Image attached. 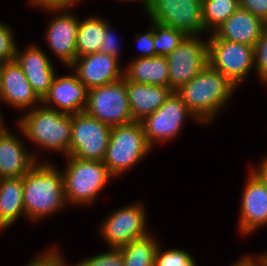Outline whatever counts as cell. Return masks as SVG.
I'll list each match as a JSON object with an SVG mask.
<instances>
[{
    "label": "cell",
    "mask_w": 267,
    "mask_h": 266,
    "mask_svg": "<svg viewBox=\"0 0 267 266\" xmlns=\"http://www.w3.org/2000/svg\"><path fill=\"white\" fill-rule=\"evenodd\" d=\"M51 162L38 161L23 176L25 217L35 223L68 207L61 169Z\"/></svg>",
    "instance_id": "1"
},
{
    "label": "cell",
    "mask_w": 267,
    "mask_h": 266,
    "mask_svg": "<svg viewBox=\"0 0 267 266\" xmlns=\"http://www.w3.org/2000/svg\"><path fill=\"white\" fill-rule=\"evenodd\" d=\"M236 85L209 64L175 92L202 125L213 123L235 94Z\"/></svg>",
    "instance_id": "2"
},
{
    "label": "cell",
    "mask_w": 267,
    "mask_h": 266,
    "mask_svg": "<svg viewBox=\"0 0 267 266\" xmlns=\"http://www.w3.org/2000/svg\"><path fill=\"white\" fill-rule=\"evenodd\" d=\"M16 121L31 145L47 152L69 155L72 114L59 112L41 103L18 116Z\"/></svg>",
    "instance_id": "3"
},
{
    "label": "cell",
    "mask_w": 267,
    "mask_h": 266,
    "mask_svg": "<svg viewBox=\"0 0 267 266\" xmlns=\"http://www.w3.org/2000/svg\"><path fill=\"white\" fill-rule=\"evenodd\" d=\"M64 157L67 163L61 172L67 204L70 207L92 205L111 179H115L114 176L103 161L81 160L70 155Z\"/></svg>",
    "instance_id": "4"
},
{
    "label": "cell",
    "mask_w": 267,
    "mask_h": 266,
    "mask_svg": "<svg viewBox=\"0 0 267 266\" xmlns=\"http://www.w3.org/2000/svg\"><path fill=\"white\" fill-rule=\"evenodd\" d=\"M151 150L141 122L132 121L113 126L103 163L118 178L142 162Z\"/></svg>",
    "instance_id": "5"
},
{
    "label": "cell",
    "mask_w": 267,
    "mask_h": 266,
    "mask_svg": "<svg viewBox=\"0 0 267 266\" xmlns=\"http://www.w3.org/2000/svg\"><path fill=\"white\" fill-rule=\"evenodd\" d=\"M208 38V64L236 87L244 83L254 66V46L217 38Z\"/></svg>",
    "instance_id": "6"
},
{
    "label": "cell",
    "mask_w": 267,
    "mask_h": 266,
    "mask_svg": "<svg viewBox=\"0 0 267 266\" xmlns=\"http://www.w3.org/2000/svg\"><path fill=\"white\" fill-rule=\"evenodd\" d=\"M187 119L200 122L189 111L181 97L173 91L166 101L141 122L146 140L153 149L156 144H166L176 139L184 128Z\"/></svg>",
    "instance_id": "7"
},
{
    "label": "cell",
    "mask_w": 267,
    "mask_h": 266,
    "mask_svg": "<svg viewBox=\"0 0 267 266\" xmlns=\"http://www.w3.org/2000/svg\"><path fill=\"white\" fill-rule=\"evenodd\" d=\"M103 219L98 229L107 248H120L151 233L147 228V209L143 202L126 204Z\"/></svg>",
    "instance_id": "8"
},
{
    "label": "cell",
    "mask_w": 267,
    "mask_h": 266,
    "mask_svg": "<svg viewBox=\"0 0 267 266\" xmlns=\"http://www.w3.org/2000/svg\"><path fill=\"white\" fill-rule=\"evenodd\" d=\"M85 112L111 127L130 123L133 116L124 78L88 90Z\"/></svg>",
    "instance_id": "9"
},
{
    "label": "cell",
    "mask_w": 267,
    "mask_h": 266,
    "mask_svg": "<svg viewBox=\"0 0 267 266\" xmlns=\"http://www.w3.org/2000/svg\"><path fill=\"white\" fill-rule=\"evenodd\" d=\"M111 128L85 111L72 114L69 155L81 160L103 161Z\"/></svg>",
    "instance_id": "10"
},
{
    "label": "cell",
    "mask_w": 267,
    "mask_h": 266,
    "mask_svg": "<svg viewBox=\"0 0 267 266\" xmlns=\"http://www.w3.org/2000/svg\"><path fill=\"white\" fill-rule=\"evenodd\" d=\"M149 20L184 32L187 36L207 34L198 0H151L145 12Z\"/></svg>",
    "instance_id": "11"
},
{
    "label": "cell",
    "mask_w": 267,
    "mask_h": 266,
    "mask_svg": "<svg viewBox=\"0 0 267 266\" xmlns=\"http://www.w3.org/2000/svg\"><path fill=\"white\" fill-rule=\"evenodd\" d=\"M187 36L167 58L169 87L176 91L208 64V38Z\"/></svg>",
    "instance_id": "12"
},
{
    "label": "cell",
    "mask_w": 267,
    "mask_h": 266,
    "mask_svg": "<svg viewBox=\"0 0 267 266\" xmlns=\"http://www.w3.org/2000/svg\"><path fill=\"white\" fill-rule=\"evenodd\" d=\"M72 9H46L53 17L45 29L47 46L55 58L68 68L77 58L76 36L80 19ZM55 14V15H54ZM55 16V17H54Z\"/></svg>",
    "instance_id": "13"
},
{
    "label": "cell",
    "mask_w": 267,
    "mask_h": 266,
    "mask_svg": "<svg viewBox=\"0 0 267 266\" xmlns=\"http://www.w3.org/2000/svg\"><path fill=\"white\" fill-rule=\"evenodd\" d=\"M242 191L238 233L248 236L267 226V187L249 168Z\"/></svg>",
    "instance_id": "14"
},
{
    "label": "cell",
    "mask_w": 267,
    "mask_h": 266,
    "mask_svg": "<svg viewBox=\"0 0 267 266\" xmlns=\"http://www.w3.org/2000/svg\"><path fill=\"white\" fill-rule=\"evenodd\" d=\"M8 125L0 129V179L23 177L39 160V151H31L26 146L20 128V136L11 132ZM20 137V138H19Z\"/></svg>",
    "instance_id": "15"
},
{
    "label": "cell",
    "mask_w": 267,
    "mask_h": 266,
    "mask_svg": "<svg viewBox=\"0 0 267 266\" xmlns=\"http://www.w3.org/2000/svg\"><path fill=\"white\" fill-rule=\"evenodd\" d=\"M120 60L110 54L96 52L77 57L68 67L88 88H95L116 82L123 78Z\"/></svg>",
    "instance_id": "16"
},
{
    "label": "cell",
    "mask_w": 267,
    "mask_h": 266,
    "mask_svg": "<svg viewBox=\"0 0 267 266\" xmlns=\"http://www.w3.org/2000/svg\"><path fill=\"white\" fill-rule=\"evenodd\" d=\"M88 90L73 71L62 76L56 73L42 103L62 113L77 114L86 109Z\"/></svg>",
    "instance_id": "17"
},
{
    "label": "cell",
    "mask_w": 267,
    "mask_h": 266,
    "mask_svg": "<svg viewBox=\"0 0 267 266\" xmlns=\"http://www.w3.org/2000/svg\"><path fill=\"white\" fill-rule=\"evenodd\" d=\"M15 60L20 65L36 95L43 100L57 73L52 59L41 47L32 43L23 50L17 46Z\"/></svg>",
    "instance_id": "18"
},
{
    "label": "cell",
    "mask_w": 267,
    "mask_h": 266,
    "mask_svg": "<svg viewBox=\"0 0 267 266\" xmlns=\"http://www.w3.org/2000/svg\"><path fill=\"white\" fill-rule=\"evenodd\" d=\"M2 102L23 113L42 103L16 60L2 64Z\"/></svg>",
    "instance_id": "19"
},
{
    "label": "cell",
    "mask_w": 267,
    "mask_h": 266,
    "mask_svg": "<svg viewBox=\"0 0 267 266\" xmlns=\"http://www.w3.org/2000/svg\"><path fill=\"white\" fill-rule=\"evenodd\" d=\"M266 27L261 18L239 7L213 34L222 40L255 46Z\"/></svg>",
    "instance_id": "20"
},
{
    "label": "cell",
    "mask_w": 267,
    "mask_h": 266,
    "mask_svg": "<svg viewBox=\"0 0 267 266\" xmlns=\"http://www.w3.org/2000/svg\"><path fill=\"white\" fill-rule=\"evenodd\" d=\"M126 90L133 120L139 122L155 112L173 92L169 86L133 81H126Z\"/></svg>",
    "instance_id": "21"
},
{
    "label": "cell",
    "mask_w": 267,
    "mask_h": 266,
    "mask_svg": "<svg viewBox=\"0 0 267 266\" xmlns=\"http://www.w3.org/2000/svg\"><path fill=\"white\" fill-rule=\"evenodd\" d=\"M123 67L126 81L148 85L169 86V71L166 56L131 58Z\"/></svg>",
    "instance_id": "22"
},
{
    "label": "cell",
    "mask_w": 267,
    "mask_h": 266,
    "mask_svg": "<svg viewBox=\"0 0 267 266\" xmlns=\"http://www.w3.org/2000/svg\"><path fill=\"white\" fill-rule=\"evenodd\" d=\"M23 215V177L0 179V232Z\"/></svg>",
    "instance_id": "23"
},
{
    "label": "cell",
    "mask_w": 267,
    "mask_h": 266,
    "mask_svg": "<svg viewBox=\"0 0 267 266\" xmlns=\"http://www.w3.org/2000/svg\"><path fill=\"white\" fill-rule=\"evenodd\" d=\"M108 22L109 20L97 15L80 19L76 36L77 57L99 52L103 28Z\"/></svg>",
    "instance_id": "24"
},
{
    "label": "cell",
    "mask_w": 267,
    "mask_h": 266,
    "mask_svg": "<svg viewBox=\"0 0 267 266\" xmlns=\"http://www.w3.org/2000/svg\"><path fill=\"white\" fill-rule=\"evenodd\" d=\"M159 244L158 238L149 233L145 237L120 247L124 266H154L155 254Z\"/></svg>",
    "instance_id": "25"
},
{
    "label": "cell",
    "mask_w": 267,
    "mask_h": 266,
    "mask_svg": "<svg viewBox=\"0 0 267 266\" xmlns=\"http://www.w3.org/2000/svg\"><path fill=\"white\" fill-rule=\"evenodd\" d=\"M239 0H206L202 3V20L208 34L213 33L238 8Z\"/></svg>",
    "instance_id": "26"
},
{
    "label": "cell",
    "mask_w": 267,
    "mask_h": 266,
    "mask_svg": "<svg viewBox=\"0 0 267 266\" xmlns=\"http://www.w3.org/2000/svg\"><path fill=\"white\" fill-rule=\"evenodd\" d=\"M186 37L187 35L180 30L153 21V43L156 56H168Z\"/></svg>",
    "instance_id": "27"
},
{
    "label": "cell",
    "mask_w": 267,
    "mask_h": 266,
    "mask_svg": "<svg viewBox=\"0 0 267 266\" xmlns=\"http://www.w3.org/2000/svg\"><path fill=\"white\" fill-rule=\"evenodd\" d=\"M154 266H197V264L193 255L183 248H168L163 251L159 244L155 254Z\"/></svg>",
    "instance_id": "28"
},
{
    "label": "cell",
    "mask_w": 267,
    "mask_h": 266,
    "mask_svg": "<svg viewBox=\"0 0 267 266\" xmlns=\"http://www.w3.org/2000/svg\"><path fill=\"white\" fill-rule=\"evenodd\" d=\"M74 266H124V260L119 248L109 247L108 251L82 259Z\"/></svg>",
    "instance_id": "29"
},
{
    "label": "cell",
    "mask_w": 267,
    "mask_h": 266,
    "mask_svg": "<svg viewBox=\"0 0 267 266\" xmlns=\"http://www.w3.org/2000/svg\"><path fill=\"white\" fill-rule=\"evenodd\" d=\"M14 32L11 26L0 20V64L15 59L17 43Z\"/></svg>",
    "instance_id": "30"
},
{
    "label": "cell",
    "mask_w": 267,
    "mask_h": 266,
    "mask_svg": "<svg viewBox=\"0 0 267 266\" xmlns=\"http://www.w3.org/2000/svg\"><path fill=\"white\" fill-rule=\"evenodd\" d=\"M254 66L258 79L264 83L267 80V27L254 46Z\"/></svg>",
    "instance_id": "31"
},
{
    "label": "cell",
    "mask_w": 267,
    "mask_h": 266,
    "mask_svg": "<svg viewBox=\"0 0 267 266\" xmlns=\"http://www.w3.org/2000/svg\"><path fill=\"white\" fill-rule=\"evenodd\" d=\"M65 259L60 249L53 245L42 253L40 252L39 255L34 256L25 266H68L69 263Z\"/></svg>",
    "instance_id": "32"
},
{
    "label": "cell",
    "mask_w": 267,
    "mask_h": 266,
    "mask_svg": "<svg viewBox=\"0 0 267 266\" xmlns=\"http://www.w3.org/2000/svg\"><path fill=\"white\" fill-rule=\"evenodd\" d=\"M112 29L113 28H111L110 22H108L103 28V39L100 43L99 52L110 54L111 56L121 60L119 55L122 51L120 49V43L118 42V35L116 36L115 30L113 29V32Z\"/></svg>",
    "instance_id": "33"
},
{
    "label": "cell",
    "mask_w": 267,
    "mask_h": 266,
    "mask_svg": "<svg viewBox=\"0 0 267 266\" xmlns=\"http://www.w3.org/2000/svg\"><path fill=\"white\" fill-rule=\"evenodd\" d=\"M149 28L143 33H136L135 41L137 42L138 51L141 52L139 55L134 56L133 58H148L155 57L156 53L154 50L153 43V21L150 20Z\"/></svg>",
    "instance_id": "34"
},
{
    "label": "cell",
    "mask_w": 267,
    "mask_h": 266,
    "mask_svg": "<svg viewBox=\"0 0 267 266\" xmlns=\"http://www.w3.org/2000/svg\"><path fill=\"white\" fill-rule=\"evenodd\" d=\"M83 0H28L27 3L33 7L42 9H72Z\"/></svg>",
    "instance_id": "35"
},
{
    "label": "cell",
    "mask_w": 267,
    "mask_h": 266,
    "mask_svg": "<svg viewBox=\"0 0 267 266\" xmlns=\"http://www.w3.org/2000/svg\"><path fill=\"white\" fill-rule=\"evenodd\" d=\"M239 5L267 24V0H239Z\"/></svg>",
    "instance_id": "36"
},
{
    "label": "cell",
    "mask_w": 267,
    "mask_h": 266,
    "mask_svg": "<svg viewBox=\"0 0 267 266\" xmlns=\"http://www.w3.org/2000/svg\"><path fill=\"white\" fill-rule=\"evenodd\" d=\"M257 168L252 167L251 170L261 179L267 187V153L261 157Z\"/></svg>",
    "instance_id": "37"
},
{
    "label": "cell",
    "mask_w": 267,
    "mask_h": 266,
    "mask_svg": "<svg viewBox=\"0 0 267 266\" xmlns=\"http://www.w3.org/2000/svg\"><path fill=\"white\" fill-rule=\"evenodd\" d=\"M256 266H267V250L261 254H246Z\"/></svg>",
    "instance_id": "38"
},
{
    "label": "cell",
    "mask_w": 267,
    "mask_h": 266,
    "mask_svg": "<svg viewBox=\"0 0 267 266\" xmlns=\"http://www.w3.org/2000/svg\"><path fill=\"white\" fill-rule=\"evenodd\" d=\"M229 266H256V265L247 255L244 254V256L242 255L241 258L236 260V262L234 261V263H232Z\"/></svg>",
    "instance_id": "39"
},
{
    "label": "cell",
    "mask_w": 267,
    "mask_h": 266,
    "mask_svg": "<svg viewBox=\"0 0 267 266\" xmlns=\"http://www.w3.org/2000/svg\"><path fill=\"white\" fill-rule=\"evenodd\" d=\"M118 1H124V2H131V1H134V2H137V1H139V3L140 4H142V9H144V11L146 12L147 11V9H148V7H149V5H150V1L151 0H118Z\"/></svg>",
    "instance_id": "40"
},
{
    "label": "cell",
    "mask_w": 267,
    "mask_h": 266,
    "mask_svg": "<svg viewBox=\"0 0 267 266\" xmlns=\"http://www.w3.org/2000/svg\"><path fill=\"white\" fill-rule=\"evenodd\" d=\"M1 70H2V64H0V102L2 103V75H1ZM0 103V104H1ZM1 109V108H0ZM2 110H0V116H1V118L2 119H4L3 118V112H1Z\"/></svg>",
    "instance_id": "41"
},
{
    "label": "cell",
    "mask_w": 267,
    "mask_h": 266,
    "mask_svg": "<svg viewBox=\"0 0 267 266\" xmlns=\"http://www.w3.org/2000/svg\"><path fill=\"white\" fill-rule=\"evenodd\" d=\"M5 122H0V129L5 125Z\"/></svg>",
    "instance_id": "42"
},
{
    "label": "cell",
    "mask_w": 267,
    "mask_h": 266,
    "mask_svg": "<svg viewBox=\"0 0 267 266\" xmlns=\"http://www.w3.org/2000/svg\"><path fill=\"white\" fill-rule=\"evenodd\" d=\"M4 121H5V120H4V119H2V118H1V116H0V122H4Z\"/></svg>",
    "instance_id": "43"
}]
</instances>
